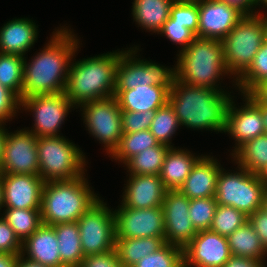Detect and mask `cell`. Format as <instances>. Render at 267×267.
<instances>
[{
  "mask_svg": "<svg viewBox=\"0 0 267 267\" xmlns=\"http://www.w3.org/2000/svg\"><path fill=\"white\" fill-rule=\"evenodd\" d=\"M53 34L31 62L27 64L24 59L22 99L65 92L70 62L79 47V39L64 27Z\"/></svg>",
  "mask_w": 267,
  "mask_h": 267,
  "instance_id": "1",
  "label": "cell"
},
{
  "mask_svg": "<svg viewBox=\"0 0 267 267\" xmlns=\"http://www.w3.org/2000/svg\"><path fill=\"white\" fill-rule=\"evenodd\" d=\"M230 96L224 90L188 85L175 79L168 103L180 125L224 132Z\"/></svg>",
  "mask_w": 267,
  "mask_h": 267,
  "instance_id": "2",
  "label": "cell"
},
{
  "mask_svg": "<svg viewBox=\"0 0 267 267\" xmlns=\"http://www.w3.org/2000/svg\"><path fill=\"white\" fill-rule=\"evenodd\" d=\"M119 57L115 51L70 62L64 93L74 106L114 96Z\"/></svg>",
  "mask_w": 267,
  "mask_h": 267,
  "instance_id": "3",
  "label": "cell"
},
{
  "mask_svg": "<svg viewBox=\"0 0 267 267\" xmlns=\"http://www.w3.org/2000/svg\"><path fill=\"white\" fill-rule=\"evenodd\" d=\"M98 200L84 175L72 180L44 182L40 207L42 224L77 222Z\"/></svg>",
  "mask_w": 267,
  "mask_h": 267,
  "instance_id": "4",
  "label": "cell"
},
{
  "mask_svg": "<svg viewBox=\"0 0 267 267\" xmlns=\"http://www.w3.org/2000/svg\"><path fill=\"white\" fill-rule=\"evenodd\" d=\"M177 59L176 79L188 85L222 90L216 81L220 75H227L228 70L220 40L196 37L184 51L179 52Z\"/></svg>",
  "mask_w": 267,
  "mask_h": 267,
  "instance_id": "5",
  "label": "cell"
},
{
  "mask_svg": "<svg viewBox=\"0 0 267 267\" xmlns=\"http://www.w3.org/2000/svg\"><path fill=\"white\" fill-rule=\"evenodd\" d=\"M39 176L44 182L72 180L83 176V152L63 136L37 138Z\"/></svg>",
  "mask_w": 267,
  "mask_h": 267,
  "instance_id": "6",
  "label": "cell"
},
{
  "mask_svg": "<svg viewBox=\"0 0 267 267\" xmlns=\"http://www.w3.org/2000/svg\"><path fill=\"white\" fill-rule=\"evenodd\" d=\"M245 15L221 41L225 66L230 75L239 78L251 65L253 58L264 43L263 15Z\"/></svg>",
  "mask_w": 267,
  "mask_h": 267,
  "instance_id": "7",
  "label": "cell"
},
{
  "mask_svg": "<svg viewBox=\"0 0 267 267\" xmlns=\"http://www.w3.org/2000/svg\"><path fill=\"white\" fill-rule=\"evenodd\" d=\"M238 168L236 173L220 170L214 197L219 205L232 206L249 216L263 207L267 181Z\"/></svg>",
  "mask_w": 267,
  "mask_h": 267,
  "instance_id": "8",
  "label": "cell"
},
{
  "mask_svg": "<svg viewBox=\"0 0 267 267\" xmlns=\"http://www.w3.org/2000/svg\"><path fill=\"white\" fill-rule=\"evenodd\" d=\"M130 49L120 51L116 68L115 90H130L137 86L157 85L164 86L170 91L176 79V68H165L160 64L135 58L138 48Z\"/></svg>",
  "mask_w": 267,
  "mask_h": 267,
  "instance_id": "9",
  "label": "cell"
},
{
  "mask_svg": "<svg viewBox=\"0 0 267 267\" xmlns=\"http://www.w3.org/2000/svg\"><path fill=\"white\" fill-rule=\"evenodd\" d=\"M100 199L77 220L84 257L115 249V217Z\"/></svg>",
  "mask_w": 267,
  "mask_h": 267,
  "instance_id": "10",
  "label": "cell"
},
{
  "mask_svg": "<svg viewBox=\"0 0 267 267\" xmlns=\"http://www.w3.org/2000/svg\"><path fill=\"white\" fill-rule=\"evenodd\" d=\"M83 119L92 136L112 154L123 136L121 109L115 96L81 104Z\"/></svg>",
  "mask_w": 267,
  "mask_h": 267,
  "instance_id": "11",
  "label": "cell"
},
{
  "mask_svg": "<svg viewBox=\"0 0 267 267\" xmlns=\"http://www.w3.org/2000/svg\"><path fill=\"white\" fill-rule=\"evenodd\" d=\"M21 106L34 113V129L27 131L36 137L60 136L62 122L70 108L75 107L65 93L25 97L20 100Z\"/></svg>",
  "mask_w": 267,
  "mask_h": 267,
  "instance_id": "12",
  "label": "cell"
},
{
  "mask_svg": "<svg viewBox=\"0 0 267 267\" xmlns=\"http://www.w3.org/2000/svg\"><path fill=\"white\" fill-rule=\"evenodd\" d=\"M16 132L6 131L0 173L39 175L38 137L24 129Z\"/></svg>",
  "mask_w": 267,
  "mask_h": 267,
  "instance_id": "13",
  "label": "cell"
},
{
  "mask_svg": "<svg viewBox=\"0 0 267 267\" xmlns=\"http://www.w3.org/2000/svg\"><path fill=\"white\" fill-rule=\"evenodd\" d=\"M113 212L116 238L165 237L162 207L135 209L122 204Z\"/></svg>",
  "mask_w": 267,
  "mask_h": 267,
  "instance_id": "14",
  "label": "cell"
},
{
  "mask_svg": "<svg viewBox=\"0 0 267 267\" xmlns=\"http://www.w3.org/2000/svg\"><path fill=\"white\" fill-rule=\"evenodd\" d=\"M190 199L180 190H167L162 209L165 242L185 248L197 234L189 218Z\"/></svg>",
  "mask_w": 267,
  "mask_h": 267,
  "instance_id": "15",
  "label": "cell"
},
{
  "mask_svg": "<svg viewBox=\"0 0 267 267\" xmlns=\"http://www.w3.org/2000/svg\"><path fill=\"white\" fill-rule=\"evenodd\" d=\"M231 255L225 236L211 230L198 231L183 249L184 267H223Z\"/></svg>",
  "mask_w": 267,
  "mask_h": 267,
  "instance_id": "16",
  "label": "cell"
},
{
  "mask_svg": "<svg viewBox=\"0 0 267 267\" xmlns=\"http://www.w3.org/2000/svg\"><path fill=\"white\" fill-rule=\"evenodd\" d=\"M198 37L222 41L245 14L223 0H198Z\"/></svg>",
  "mask_w": 267,
  "mask_h": 267,
  "instance_id": "17",
  "label": "cell"
},
{
  "mask_svg": "<svg viewBox=\"0 0 267 267\" xmlns=\"http://www.w3.org/2000/svg\"><path fill=\"white\" fill-rule=\"evenodd\" d=\"M245 105L237 108L232 100L228 106L226 126L224 132H228L236 141L233 153L246 141L265 133L263 117L259 107L246 95Z\"/></svg>",
  "mask_w": 267,
  "mask_h": 267,
  "instance_id": "18",
  "label": "cell"
},
{
  "mask_svg": "<svg viewBox=\"0 0 267 267\" xmlns=\"http://www.w3.org/2000/svg\"><path fill=\"white\" fill-rule=\"evenodd\" d=\"M6 209H40L44 185L39 175L1 174Z\"/></svg>",
  "mask_w": 267,
  "mask_h": 267,
  "instance_id": "19",
  "label": "cell"
},
{
  "mask_svg": "<svg viewBox=\"0 0 267 267\" xmlns=\"http://www.w3.org/2000/svg\"><path fill=\"white\" fill-rule=\"evenodd\" d=\"M124 190L121 204L135 209L162 207L167 192L159 175H130Z\"/></svg>",
  "mask_w": 267,
  "mask_h": 267,
  "instance_id": "20",
  "label": "cell"
},
{
  "mask_svg": "<svg viewBox=\"0 0 267 267\" xmlns=\"http://www.w3.org/2000/svg\"><path fill=\"white\" fill-rule=\"evenodd\" d=\"M21 252V255H27L25 258L46 267H65L61 262L57 236L53 226L42 224L22 242Z\"/></svg>",
  "mask_w": 267,
  "mask_h": 267,
  "instance_id": "21",
  "label": "cell"
},
{
  "mask_svg": "<svg viewBox=\"0 0 267 267\" xmlns=\"http://www.w3.org/2000/svg\"><path fill=\"white\" fill-rule=\"evenodd\" d=\"M221 169L216 159L204 155L193 166L179 190L189 199L214 197Z\"/></svg>",
  "mask_w": 267,
  "mask_h": 267,
  "instance_id": "22",
  "label": "cell"
},
{
  "mask_svg": "<svg viewBox=\"0 0 267 267\" xmlns=\"http://www.w3.org/2000/svg\"><path fill=\"white\" fill-rule=\"evenodd\" d=\"M169 90L164 86H137L130 90H115L121 111H156L168 103Z\"/></svg>",
  "mask_w": 267,
  "mask_h": 267,
  "instance_id": "23",
  "label": "cell"
},
{
  "mask_svg": "<svg viewBox=\"0 0 267 267\" xmlns=\"http://www.w3.org/2000/svg\"><path fill=\"white\" fill-rule=\"evenodd\" d=\"M37 25L30 19H13L0 29V53L24 57L37 40Z\"/></svg>",
  "mask_w": 267,
  "mask_h": 267,
  "instance_id": "24",
  "label": "cell"
},
{
  "mask_svg": "<svg viewBox=\"0 0 267 267\" xmlns=\"http://www.w3.org/2000/svg\"><path fill=\"white\" fill-rule=\"evenodd\" d=\"M201 157L192 155L190 151L170 147L159 173L164 187L167 190H179Z\"/></svg>",
  "mask_w": 267,
  "mask_h": 267,
  "instance_id": "25",
  "label": "cell"
},
{
  "mask_svg": "<svg viewBox=\"0 0 267 267\" xmlns=\"http://www.w3.org/2000/svg\"><path fill=\"white\" fill-rule=\"evenodd\" d=\"M238 166L267 181V134L246 141L234 153Z\"/></svg>",
  "mask_w": 267,
  "mask_h": 267,
  "instance_id": "26",
  "label": "cell"
},
{
  "mask_svg": "<svg viewBox=\"0 0 267 267\" xmlns=\"http://www.w3.org/2000/svg\"><path fill=\"white\" fill-rule=\"evenodd\" d=\"M175 0H134L132 15L137 24L149 31L159 32L170 17Z\"/></svg>",
  "mask_w": 267,
  "mask_h": 267,
  "instance_id": "27",
  "label": "cell"
},
{
  "mask_svg": "<svg viewBox=\"0 0 267 267\" xmlns=\"http://www.w3.org/2000/svg\"><path fill=\"white\" fill-rule=\"evenodd\" d=\"M166 244L165 237L116 238L115 250L124 267H133L144 256Z\"/></svg>",
  "mask_w": 267,
  "mask_h": 267,
  "instance_id": "28",
  "label": "cell"
},
{
  "mask_svg": "<svg viewBox=\"0 0 267 267\" xmlns=\"http://www.w3.org/2000/svg\"><path fill=\"white\" fill-rule=\"evenodd\" d=\"M61 262L65 267H79L84 258L77 222L53 225Z\"/></svg>",
  "mask_w": 267,
  "mask_h": 267,
  "instance_id": "29",
  "label": "cell"
},
{
  "mask_svg": "<svg viewBox=\"0 0 267 267\" xmlns=\"http://www.w3.org/2000/svg\"><path fill=\"white\" fill-rule=\"evenodd\" d=\"M226 238L232 255L265 261L267 251L249 221Z\"/></svg>",
  "mask_w": 267,
  "mask_h": 267,
  "instance_id": "30",
  "label": "cell"
},
{
  "mask_svg": "<svg viewBox=\"0 0 267 267\" xmlns=\"http://www.w3.org/2000/svg\"><path fill=\"white\" fill-rule=\"evenodd\" d=\"M169 148L159 143L132 156L124 164L128 167L130 175H159Z\"/></svg>",
  "mask_w": 267,
  "mask_h": 267,
  "instance_id": "31",
  "label": "cell"
},
{
  "mask_svg": "<svg viewBox=\"0 0 267 267\" xmlns=\"http://www.w3.org/2000/svg\"><path fill=\"white\" fill-rule=\"evenodd\" d=\"M4 212L1 217L13 229L21 243L42 225L40 209L13 208L6 209Z\"/></svg>",
  "mask_w": 267,
  "mask_h": 267,
  "instance_id": "32",
  "label": "cell"
},
{
  "mask_svg": "<svg viewBox=\"0 0 267 267\" xmlns=\"http://www.w3.org/2000/svg\"><path fill=\"white\" fill-rule=\"evenodd\" d=\"M159 144L149 129L123 133L118 147L111 154L115 160L125 163L132 156Z\"/></svg>",
  "mask_w": 267,
  "mask_h": 267,
  "instance_id": "33",
  "label": "cell"
},
{
  "mask_svg": "<svg viewBox=\"0 0 267 267\" xmlns=\"http://www.w3.org/2000/svg\"><path fill=\"white\" fill-rule=\"evenodd\" d=\"M25 57L0 53V84L22 100Z\"/></svg>",
  "mask_w": 267,
  "mask_h": 267,
  "instance_id": "34",
  "label": "cell"
},
{
  "mask_svg": "<svg viewBox=\"0 0 267 267\" xmlns=\"http://www.w3.org/2000/svg\"><path fill=\"white\" fill-rule=\"evenodd\" d=\"M179 126L180 124L173 108L167 103L155 111L149 130L160 144L173 147L170 139Z\"/></svg>",
  "mask_w": 267,
  "mask_h": 267,
  "instance_id": "35",
  "label": "cell"
},
{
  "mask_svg": "<svg viewBox=\"0 0 267 267\" xmlns=\"http://www.w3.org/2000/svg\"><path fill=\"white\" fill-rule=\"evenodd\" d=\"M267 80V43L261 45L249 68L236 79L242 94L248 93L256 84Z\"/></svg>",
  "mask_w": 267,
  "mask_h": 267,
  "instance_id": "36",
  "label": "cell"
},
{
  "mask_svg": "<svg viewBox=\"0 0 267 267\" xmlns=\"http://www.w3.org/2000/svg\"><path fill=\"white\" fill-rule=\"evenodd\" d=\"M248 221V216L232 206L217 205L210 230L227 237Z\"/></svg>",
  "mask_w": 267,
  "mask_h": 267,
  "instance_id": "37",
  "label": "cell"
},
{
  "mask_svg": "<svg viewBox=\"0 0 267 267\" xmlns=\"http://www.w3.org/2000/svg\"><path fill=\"white\" fill-rule=\"evenodd\" d=\"M183 264V248L166 243L157 252L144 256L133 267H181Z\"/></svg>",
  "mask_w": 267,
  "mask_h": 267,
  "instance_id": "38",
  "label": "cell"
},
{
  "mask_svg": "<svg viewBox=\"0 0 267 267\" xmlns=\"http://www.w3.org/2000/svg\"><path fill=\"white\" fill-rule=\"evenodd\" d=\"M215 197L190 199L189 218L195 230H210L217 208Z\"/></svg>",
  "mask_w": 267,
  "mask_h": 267,
  "instance_id": "39",
  "label": "cell"
},
{
  "mask_svg": "<svg viewBox=\"0 0 267 267\" xmlns=\"http://www.w3.org/2000/svg\"><path fill=\"white\" fill-rule=\"evenodd\" d=\"M173 23H180L198 37L199 11L198 0H175L170 8Z\"/></svg>",
  "mask_w": 267,
  "mask_h": 267,
  "instance_id": "40",
  "label": "cell"
},
{
  "mask_svg": "<svg viewBox=\"0 0 267 267\" xmlns=\"http://www.w3.org/2000/svg\"><path fill=\"white\" fill-rule=\"evenodd\" d=\"M155 111H121L123 133H134L150 129Z\"/></svg>",
  "mask_w": 267,
  "mask_h": 267,
  "instance_id": "41",
  "label": "cell"
},
{
  "mask_svg": "<svg viewBox=\"0 0 267 267\" xmlns=\"http://www.w3.org/2000/svg\"><path fill=\"white\" fill-rule=\"evenodd\" d=\"M158 34H164L170 41L181 45L182 50L180 52L184 51L196 38L194 32L183 27L180 23H173L170 18L163 24Z\"/></svg>",
  "mask_w": 267,
  "mask_h": 267,
  "instance_id": "42",
  "label": "cell"
},
{
  "mask_svg": "<svg viewBox=\"0 0 267 267\" xmlns=\"http://www.w3.org/2000/svg\"><path fill=\"white\" fill-rule=\"evenodd\" d=\"M22 243L9 224L0 218V253L21 254Z\"/></svg>",
  "mask_w": 267,
  "mask_h": 267,
  "instance_id": "43",
  "label": "cell"
},
{
  "mask_svg": "<svg viewBox=\"0 0 267 267\" xmlns=\"http://www.w3.org/2000/svg\"><path fill=\"white\" fill-rule=\"evenodd\" d=\"M19 106L20 99L12 91L0 84V122L4 123L14 117L18 108H21Z\"/></svg>",
  "mask_w": 267,
  "mask_h": 267,
  "instance_id": "44",
  "label": "cell"
},
{
  "mask_svg": "<svg viewBox=\"0 0 267 267\" xmlns=\"http://www.w3.org/2000/svg\"><path fill=\"white\" fill-rule=\"evenodd\" d=\"M79 267H124L115 249L83 258Z\"/></svg>",
  "mask_w": 267,
  "mask_h": 267,
  "instance_id": "45",
  "label": "cell"
},
{
  "mask_svg": "<svg viewBox=\"0 0 267 267\" xmlns=\"http://www.w3.org/2000/svg\"><path fill=\"white\" fill-rule=\"evenodd\" d=\"M249 223L256 231L264 249L267 251V210L261 207L248 216Z\"/></svg>",
  "mask_w": 267,
  "mask_h": 267,
  "instance_id": "46",
  "label": "cell"
},
{
  "mask_svg": "<svg viewBox=\"0 0 267 267\" xmlns=\"http://www.w3.org/2000/svg\"><path fill=\"white\" fill-rule=\"evenodd\" d=\"M263 261L241 257L237 255H231L229 260L223 265V267H265Z\"/></svg>",
  "mask_w": 267,
  "mask_h": 267,
  "instance_id": "47",
  "label": "cell"
},
{
  "mask_svg": "<svg viewBox=\"0 0 267 267\" xmlns=\"http://www.w3.org/2000/svg\"><path fill=\"white\" fill-rule=\"evenodd\" d=\"M248 93L258 103L267 105V80L256 84Z\"/></svg>",
  "mask_w": 267,
  "mask_h": 267,
  "instance_id": "48",
  "label": "cell"
},
{
  "mask_svg": "<svg viewBox=\"0 0 267 267\" xmlns=\"http://www.w3.org/2000/svg\"><path fill=\"white\" fill-rule=\"evenodd\" d=\"M223 1H225L226 3H228L231 6L237 7L245 15L255 14V13H253V10H255V9H252V8H254L255 5L257 6L256 0H223ZM251 9H252V11H251Z\"/></svg>",
  "mask_w": 267,
  "mask_h": 267,
  "instance_id": "49",
  "label": "cell"
},
{
  "mask_svg": "<svg viewBox=\"0 0 267 267\" xmlns=\"http://www.w3.org/2000/svg\"><path fill=\"white\" fill-rule=\"evenodd\" d=\"M18 255L0 253V267H16Z\"/></svg>",
  "mask_w": 267,
  "mask_h": 267,
  "instance_id": "50",
  "label": "cell"
},
{
  "mask_svg": "<svg viewBox=\"0 0 267 267\" xmlns=\"http://www.w3.org/2000/svg\"><path fill=\"white\" fill-rule=\"evenodd\" d=\"M16 267H46V266L40 263L31 261L25 258L23 255L19 254Z\"/></svg>",
  "mask_w": 267,
  "mask_h": 267,
  "instance_id": "51",
  "label": "cell"
},
{
  "mask_svg": "<svg viewBox=\"0 0 267 267\" xmlns=\"http://www.w3.org/2000/svg\"><path fill=\"white\" fill-rule=\"evenodd\" d=\"M246 95L259 107L263 117L265 133L267 134V105L258 103L249 93H246Z\"/></svg>",
  "mask_w": 267,
  "mask_h": 267,
  "instance_id": "52",
  "label": "cell"
},
{
  "mask_svg": "<svg viewBox=\"0 0 267 267\" xmlns=\"http://www.w3.org/2000/svg\"><path fill=\"white\" fill-rule=\"evenodd\" d=\"M3 123L0 122V165L2 163V154H3V146H4V141L6 138V129H4L5 126Z\"/></svg>",
  "mask_w": 267,
  "mask_h": 267,
  "instance_id": "53",
  "label": "cell"
},
{
  "mask_svg": "<svg viewBox=\"0 0 267 267\" xmlns=\"http://www.w3.org/2000/svg\"><path fill=\"white\" fill-rule=\"evenodd\" d=\"M4 207V187L1 181V173H0V210Z\"/></svg>",
  "mask_w": 267,
  "mask_h": 267,
  "instance_id": "54",
  "label": "cell"
},
{
  "mask_svg": "<svg viewBox=\"0 0 267 267\" xmlns=\"http://www.w3.org/2000/svg\"><path fill=\"white\" fill-rule=\"evenodd\" d=\"M263 25H264V38L267 43V17L263 15Z\"/></svg>",
  "mask_w": 267,
  "mask_h": 267,
  "instance_id": "55",
  "label": "cell"
},
{
  "mask_svg": "<svg viewBox=\"0 0 267 267\" xmlns=\"http://www.w3.org/2000/svg\"><path fill=\"white\" fill-rule=\"evenodd\" d=\"M263 208L267 210V188L264 194Z\"/></svg>",
  "mask_w": 267,
  "mask_h": 267,
  "instance_id": "56",
  "label": "cell"
},
{
  "mask_svg": "<svg viewBox=\"0 0 267 267\" xmlns=\"http://www.w3.org/2000/svg\"><path fill=\"white\" fill-rule=\"evenodd\" d=\"M256 3H257V5H260V4L263 5V4H265V6L267 7V0H256Z\"/></svg>",
  "mask_w": 267,
  "mask_h": 267,
  "instance_id": "57",
  "label": "cell"
}]
</instances>
